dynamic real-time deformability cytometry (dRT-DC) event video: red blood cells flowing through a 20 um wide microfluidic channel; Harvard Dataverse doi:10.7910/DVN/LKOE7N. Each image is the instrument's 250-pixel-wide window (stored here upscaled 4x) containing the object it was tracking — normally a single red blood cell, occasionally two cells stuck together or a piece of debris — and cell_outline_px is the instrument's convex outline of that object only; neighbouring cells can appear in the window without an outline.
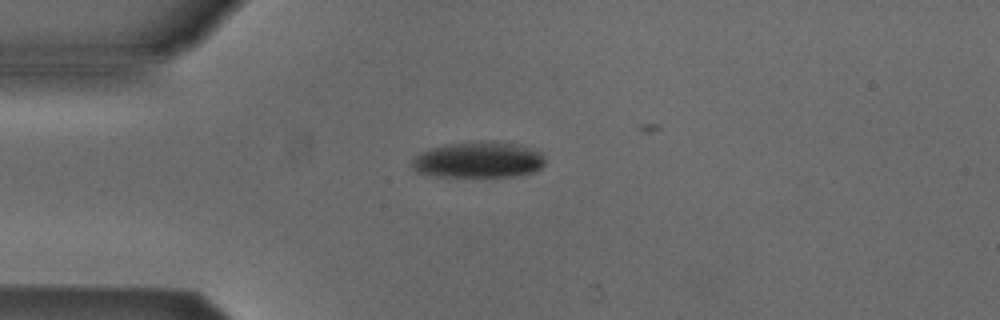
{"species": "Egyptian fruit bat (a non-hibernating species)", "species_latin": "Rousettus aegyptiacus", "temperature_condition": "cold", "stored_images_in_passage": 4, "camera_frame_rate_fps": 3000, "um_per_image_px": 0.085, "animal": {"sex": "male"}, "frame": {"image": 1, "passage_image": 1, "time_ms": 0.0, "image_size_px": [1000, 320], "cell_outline_px": [[544, 164], [540, 168], [532, 172], [512, 176], [432, 176], [416, 172], [412, 168], [412, 160], [416, 156], [432, 148], [444, 144], [492, 140], [496, 140], [520, 144], [532, 148], [540, 152], [544, 160]], "centroid_in_image_um": [40.67, 13.57], "position_along_channel_um": 44.3, "area_um2": 27.98}}
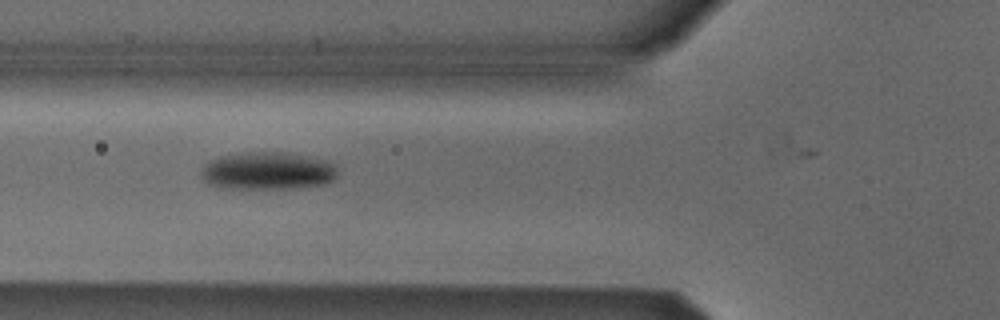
{"frame": {"image": 2, "passage_image": 3, "time_ms": 0.667, "image_size_px": [1000, 320], "cell_outline_px": [[336, 176], [332, 180], [324, 184], [288, 188], [224, 188], [208, 184], [200, 176], [200, 172], [204, 164], [220, 156], [248, 152], [284, 152], [308, 156], [328, 160], [336, 164]], "centroid_in_image_um": [22.74, 14.51], "position_along_channel_um": 103.1, "area_um2": 29.94}}